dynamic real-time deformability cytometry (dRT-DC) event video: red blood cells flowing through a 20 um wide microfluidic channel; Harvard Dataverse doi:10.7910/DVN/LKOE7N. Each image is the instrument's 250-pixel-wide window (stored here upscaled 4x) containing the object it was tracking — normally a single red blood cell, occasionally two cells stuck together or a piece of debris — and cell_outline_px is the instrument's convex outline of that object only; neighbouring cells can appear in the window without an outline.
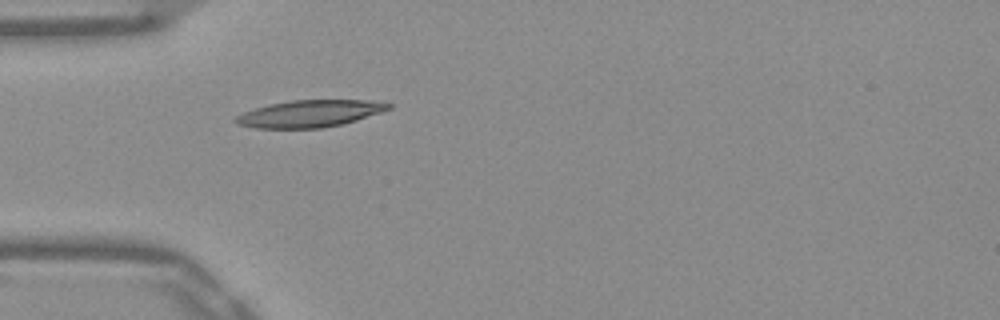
{"species": "Egyptian fruit bat (a non-hibernating species)", "species_latin": "Rousettus aegyptiacus", "temperature_condition": "warm", "stored_images_in_passage": 33, "camera_frame_rate_fps": 3000, "um_per_image_px": 0.085, "frame": {"image": 1, "passage_image": 1, "time_ms": 0.0, "image_size_px": [1000, 320], "cell_outline_px": [[392, 108], [344, 124], [320, 128], [256, 128], [236, 124], [232, 120], [236, 116], [244, 112], [268, 104], [292, 100], [368, 100], [392, 104]], "centroid_in_image_um": [26.3, 9.66], "position_along_channel_um": 58.7, "area_um2": 23.99}}
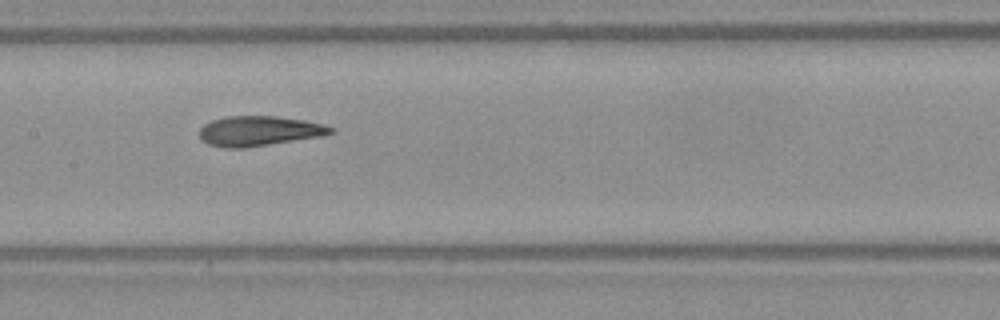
{"frame": {"image": 2, "passage_image": 11, "time_ms": 3.333, "image_size_px": [1000, 320], "cell_outline_px": [[336, 132], [320, 136], [268, 144], [240, 148], [224, 148], [208, 144], [200, 140], [200, 128], [204, 124], [212, 120], [224, 116], [276, 116], [304, 120], [324, 124], [336, 128]], "centroid_in_image_um": [22.01, 11.12], "position_along_channel_um": 185.4, "area_um2": 22.89}}
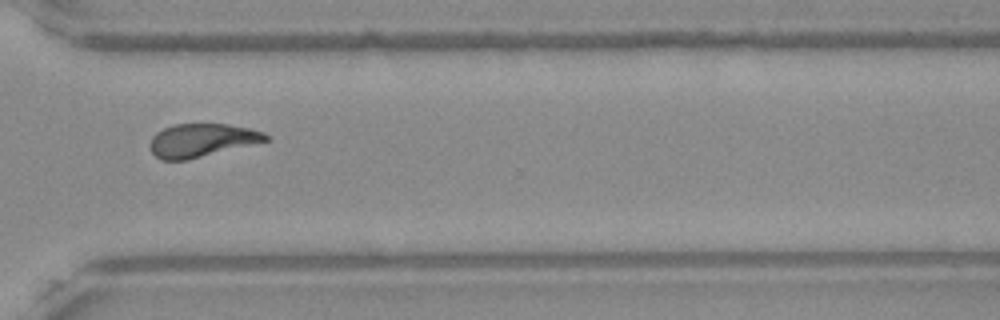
{"frame": {"image": 3, "passage_image": 24, "time_ms": 7.667, "image_size_px": [1000, 320], "cell_outline_px": [[272, 136], [268, 140], [188, 160], [160, 160], [152, 152], [148, 144], [152, 136], [156, 132], [164, 128], [176, 124], [228, 124], [248, 128], [264, 132]], "centroid_in_image_um": [17.12, 11.92], "position_along_channel_um": 353.5, "area_um2": 22.43}, "authors_computed_cell_mechanics": {"area_um2": 22.8888, "velocity_mm_per_s": 3.8823, "shape_relaxation_time_tau1_ms": 7.723, "shape_relaxation_time_tau2_ms": 1.7724, "deformation_change_tau1": 0.23, "deformation_change_tau2": 0.0894}}